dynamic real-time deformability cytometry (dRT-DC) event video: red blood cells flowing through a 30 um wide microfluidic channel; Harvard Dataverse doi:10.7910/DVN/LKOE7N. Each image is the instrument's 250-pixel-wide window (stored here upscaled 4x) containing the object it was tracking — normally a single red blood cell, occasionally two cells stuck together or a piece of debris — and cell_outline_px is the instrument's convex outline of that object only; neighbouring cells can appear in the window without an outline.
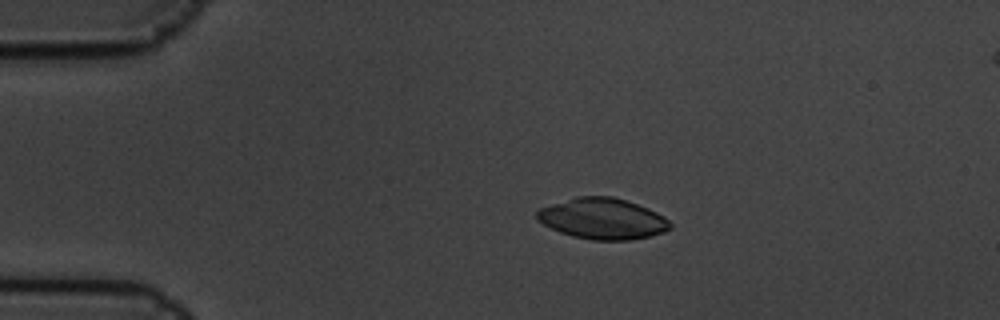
{"species": "common noctule bat (a hibernating species)", "species_latin": "Nyctalus noctula", "temperature_condition": "cold", "stored_images_in_passage": 4, "camera_frame_rate_fps": 3000, "um_per_image_px": 0.085, "animal": {"sex": "male", "body_mass_g": 19.5, "forearm_length_mm": 54.6}, "frame": {"image": 1, "passage_image": 2, "time_ms": 0.333, "image_size_px": [1000, 320], "cell_outline_px": [[672, 228], [664, 232], [652, 236], [628, 240], [592, 240], [572, 236], [560, 232], [536, 220], [536, 212], [540, 208], [576, 196], [612, 196], [648, 208], [664, 216], [672, 224]], "centroid_in_image_um": [51.23, 18.59], "position_along_channel_um": 33.8, "area_um2": 31.79}}